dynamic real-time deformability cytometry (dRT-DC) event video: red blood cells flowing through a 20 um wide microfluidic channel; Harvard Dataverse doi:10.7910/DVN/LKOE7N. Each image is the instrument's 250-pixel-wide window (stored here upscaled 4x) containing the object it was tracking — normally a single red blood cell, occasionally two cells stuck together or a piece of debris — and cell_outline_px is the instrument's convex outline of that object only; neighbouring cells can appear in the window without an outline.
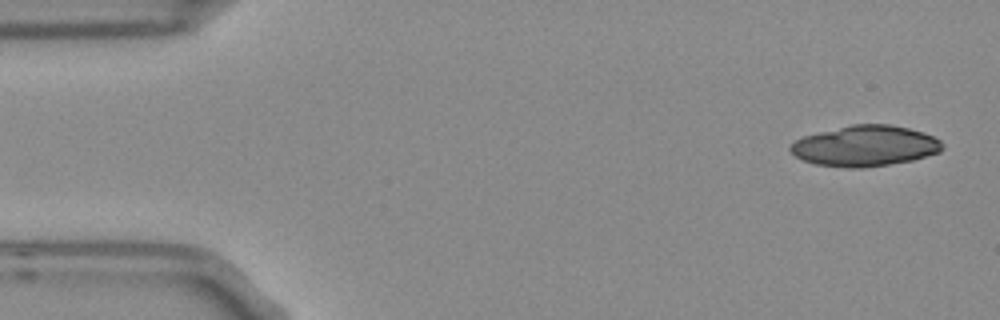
{"species": "Egyptian fruit bat (a non-hibernating species)", "species_latin": "Rousettus aegyptiacus", "temperature_condition": "room temperature", "stored_images_in_passage": 5, "camera_frame_rate_fps": 3000, "um_per_image_px": 0.085, "frame": {"image": 1, "passage_image": 1, "time_ms": 0.0, "image_size_px": [1000, 320], "cell_outline_px": [[944, 148], [940, 152], [912, 160], [864, 168], [848, 168], [816, 164], [804, 160], [796, 156], [788, 148], [796, 140], [804, 136], [852, 124], [892, 124], [924, 132], [940, 140], [944, 144]], "centroid_in_image_um": [73.57, 12.4], "position_along_channel_um": 11.4, "area_um2": 35.89}}